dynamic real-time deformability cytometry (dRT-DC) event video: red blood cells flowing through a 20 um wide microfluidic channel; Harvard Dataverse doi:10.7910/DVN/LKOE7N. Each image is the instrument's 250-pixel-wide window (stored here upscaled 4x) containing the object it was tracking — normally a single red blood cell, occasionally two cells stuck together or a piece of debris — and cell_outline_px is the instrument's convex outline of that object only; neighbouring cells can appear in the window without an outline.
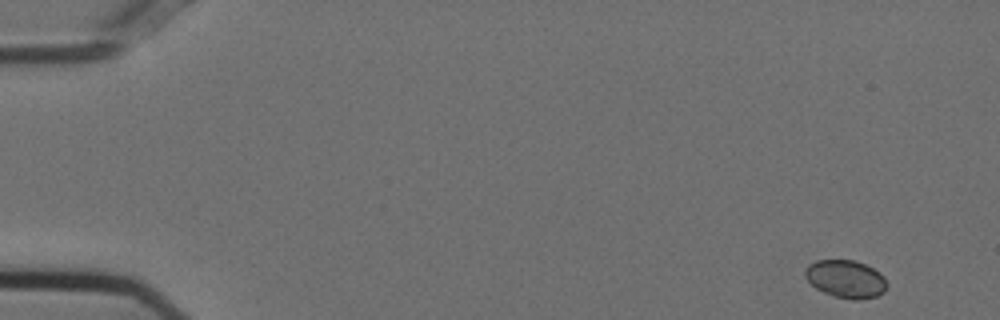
{"species": "Egyptian fruit bat (a non-hibernating species)", "species_latin": "Rousettus aegyptiacus", "temperature_condition": "cold", "stored_images_in_passage": 51, "camera_frame_rate_fps": 3000, "um_per_image_px": 0.085, "animal": {"sex": "female"}, "frame": {"image": 1, "passage_image": 1, "time_ms": 0.0, "image_size_px": [1000, 320], "cell_outline_px": [[888, 284], [884, 292], [876, 296], [860, 300], [852, 300], [832, 296], [816, 288], [804, 276], [804, 268], [808, 264], [816, 260], [856, 260], [880, 272], [884, 276]], "centroid_in_image_um": [71.89, 23.71], "position_along_channel_um": 13.1, "area_um2": 18.26}}
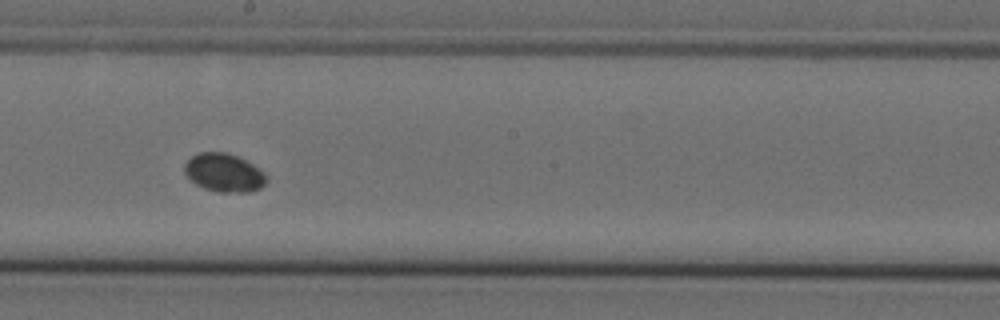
{"frame": {"image": 2, "passage_image": 29, "time_ms": 9.333, "image_size_px": [1000, 320], "cell_outline_px": [[264, 184], [260, 188], [248, 192], [216, 192], [204, 188], [196, 184], [184, 172], [184, 164], [192, 156], [200, 152], [224, 152], [236, 156], [252, 164], [264, 176]], "centroid_in_image_um": [18.98, 14.68], "position_along_channel_um": 229.2, "area_um2": 17.8}}
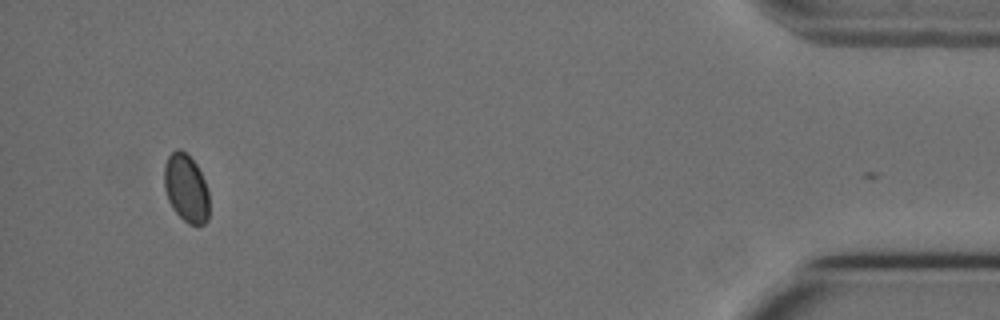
{"frame": {"image": 3, "passage_image": 50, "time_ms": 16.333, "image_size_px": [1000, 320], "cell_outline_px": [[208, 220], [204, 224], [188, 224], [172, 208], [168, 200], [164, 188], [164, 164], [168, 156], [176, 148], [180, 148], [196, 164], [204, 180], [208, 192]], "centroid_in_image_um": [15.8, 15.99], "position_along_channel_um": 419.4, "area_um2": 17.74}}